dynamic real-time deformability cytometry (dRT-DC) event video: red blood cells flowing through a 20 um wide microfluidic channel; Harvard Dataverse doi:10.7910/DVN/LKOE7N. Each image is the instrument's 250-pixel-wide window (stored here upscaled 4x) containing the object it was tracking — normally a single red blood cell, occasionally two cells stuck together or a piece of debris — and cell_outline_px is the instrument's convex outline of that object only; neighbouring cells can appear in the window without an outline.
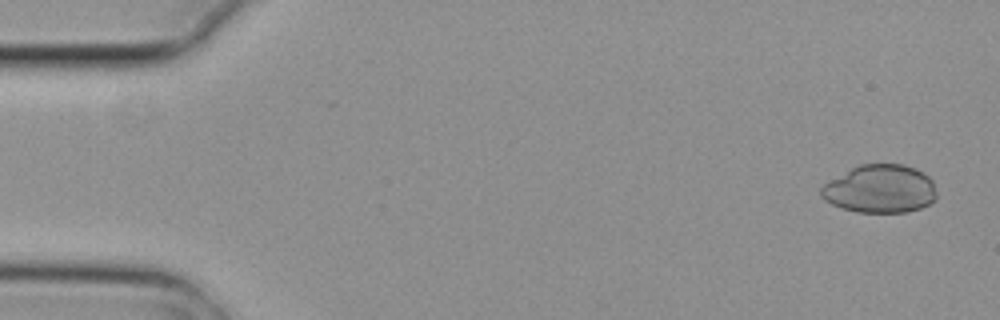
{"species": "common noctule bat (a hibernating species)", "species_latin": "Nyctalus noctula", "temperature_condition": "cold", "stored_images_in_passage": 4, "camera_frame_rate_fps": 3000, "um_per_image_px": 0.085, "animal": {"sex": "female", "body_mass_g": 29.2, "forearm_length_mm": 56.3}, "frame": {"image": 1, "passage_image": 1, "time_ms": 0.0, "image_size_px": [1000, 320], "cell_outline_px": [[936, 200], [920, 208], [908, 212], [856, 212], [832, 204], [824, 200], [820, 196], [820, 188], [824, 184], [852, 168], [860, 164], [904, 164], [916, 168], [924, 172], [932, 180], [936, 192]], "centroid_in_image_um": [74.83, 16.06], "position_along_channel_um": 10.2, "area_um2": 32.43}}
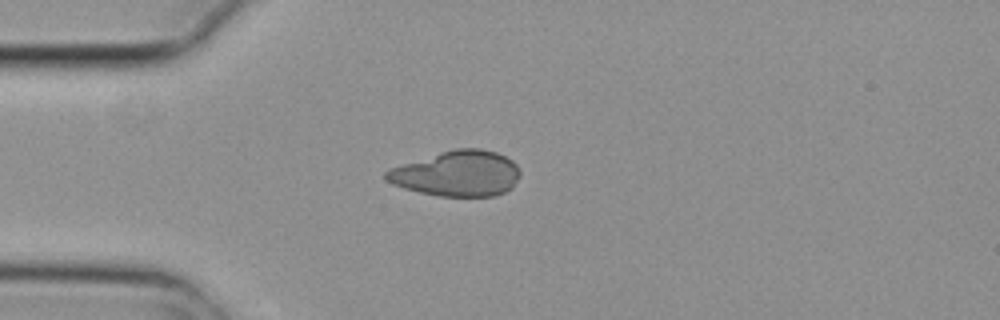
{"frame": {"image": 2, "passage_image": 4, "time_ms": 1.0, "image_size_px": [1000, 320], "cell_outline_px": [[520, 176], [512, 188], [496, 196], [440, 196], [420, 192], [404, 188], [392, 184], [384, 180], [384, 172], [388, 168], [440, 152], [456, 148], [480, 148], [496, 152], [512, 160], [516, 164], [520, 172]], "centroid_in_image_um": [38.84, 14.75], "position_along_channel_um": 46.2, "area_um2": 35.72}}